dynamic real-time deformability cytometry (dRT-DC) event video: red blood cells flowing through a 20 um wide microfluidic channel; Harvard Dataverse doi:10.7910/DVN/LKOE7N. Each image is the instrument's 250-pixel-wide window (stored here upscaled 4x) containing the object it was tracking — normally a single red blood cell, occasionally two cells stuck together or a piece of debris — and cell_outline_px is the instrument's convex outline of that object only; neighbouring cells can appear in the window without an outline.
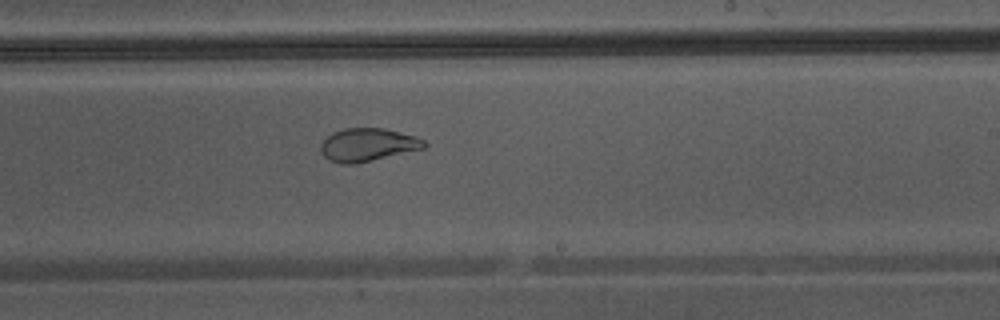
{"species": "Egyptian fruit bat (a non-hibernating species)", "species_latin": "Rousettus aegyptiacus", "temperature_condition": "warm", "stored_images_in_passage": 24, "camera_frame_rate_fps": 3000, "um_per_image_px": 0.085, "animal": {"sex": "male"}, "frame": {"image": 1, "passage_image": 14, "time_ms": 4.333, "image_size_px": [1000, 320], "cell_outline_px": [[428, 144], [424, 148], [356, 164], [340, 164], [328, 160], [324, 156], [320, 148], [320, 144], [332, 132], [344, 128], [384, 128], [416, 136], [424, 140]], "centroid_in_image_um": [31.24, 12.31], "position_along_channel_um": 257.8, "area_um2": 20.0}}